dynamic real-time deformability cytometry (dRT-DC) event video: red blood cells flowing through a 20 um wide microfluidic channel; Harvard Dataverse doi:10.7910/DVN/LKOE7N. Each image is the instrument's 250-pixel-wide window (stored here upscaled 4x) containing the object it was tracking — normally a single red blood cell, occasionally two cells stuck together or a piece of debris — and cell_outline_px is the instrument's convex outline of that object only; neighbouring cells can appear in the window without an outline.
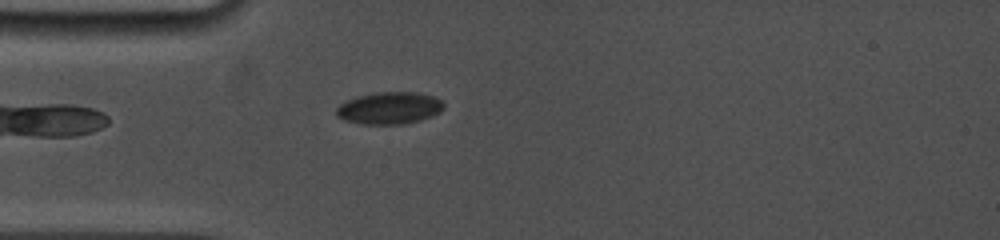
{"species": "common noctule bat (a hibernating species)", "species_latin": "Nyctalus noctula", "temperature_condition": "cold", "stored_images_in_passage": 40, "camera_frame_rate_fps": 5000, "um_per_image_px": 0.085, "animal": {"sex": "female", "body_mass_g": 19.0, "forearm_length_mm": 53.3}, "frame": {"image": 1, "passage_image": 4, "time_ms": 1.0, "image_size_px": [1000, 240], "cell_outline_px": [[444, 108], [440, 112], [432, 116], [420, 120], [404, 124], [360, 124], [344, 120], [336, 116], [336, 108], [340, 104], [356, 96], [376, 92], [416, 92], [432, 96], [440, 100], [444, 104]], "centroid_in_image_um": [33.08, 9.19], "position_along_channel_um": 51.9, "area_um2": 20.17}}
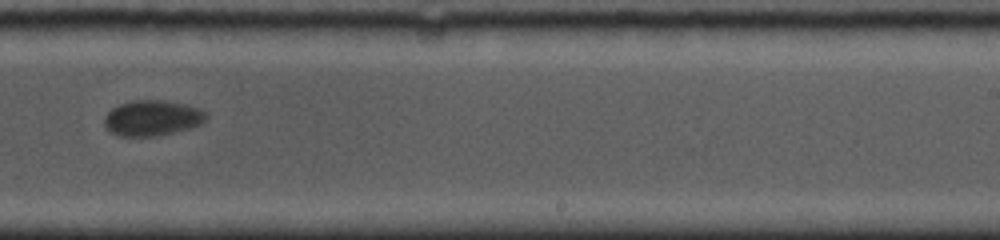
{"frame": {"image": 2, "passage_image": 22, "time_ms": 7.2, "image_size_px": [1000, 240], "cell_outline_px": [[208, 120], [200, 124], [188, 128], [156, 136], [116, 136], [104, 124], [104, 116], [112, 108], [120, 104], [132, 100], [160, 100], [184, 104], [200, 108], [208, 112]], "centroid_in_image_um": [12.96, 10.02], "position_along_channel_um": 276.0, "area_um2": 21.1}}
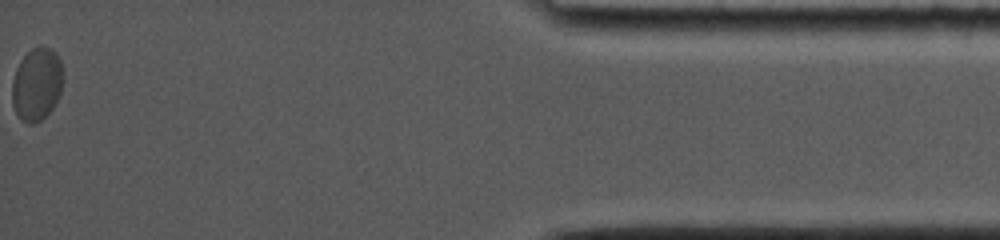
{"frame": {"image": 3, "passage_image": 40, "time_ms": 13.2, "image_size_px": [1000, 240], "cell_outline_px": [[64, 80], [60, 92], [52, 108], [40, 120], [32, 124], [28, 124], [20, 120], [12, 104], [12, 80], [16, 68], [20, 60], [32, 48], [40, 44], [56, 52], [60, 60], [64, 72]], "centroid_in_image_um": [3.13, 7.13], "position_along_channel_um": 432.1, "area_um2": 21.91}, "authors_computed_cell_mechanics": {"area_um2": 21.4149, "velocity_mm_per_s": 3.7228, "shape_relaxation_time_tau1_ms": 6.91, "shape_relaxation_time_tau2_ms": null, "deformation_change_tau1": 0.1061, "deformation_change_tau2": null}}